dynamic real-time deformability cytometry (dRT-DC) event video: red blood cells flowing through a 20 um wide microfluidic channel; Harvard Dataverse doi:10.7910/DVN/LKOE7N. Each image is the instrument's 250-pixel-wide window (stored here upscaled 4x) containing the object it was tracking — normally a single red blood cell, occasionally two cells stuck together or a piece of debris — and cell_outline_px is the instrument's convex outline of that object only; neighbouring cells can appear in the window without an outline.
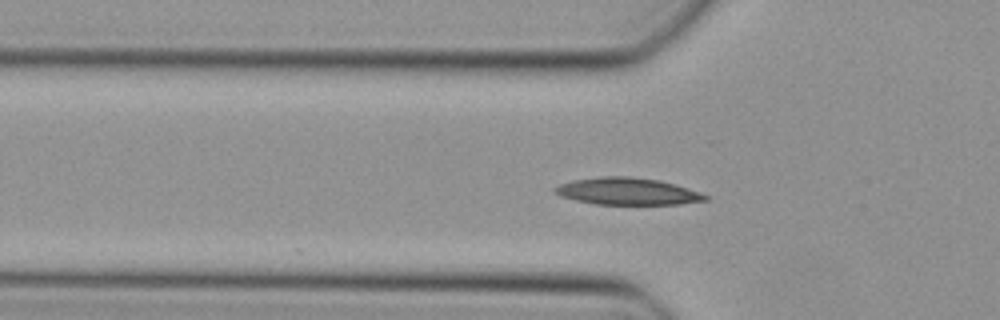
{"species": "Egyptian fruit bat (a non-hibernating species)", "species_latin": "Rousettus aegyptiacus", "temperature_condition": "cold", "stored_images_in_passage": 35, "camera_frame_rate_fps": 3000, "um_per_image_px": 0.085, "animal": {"sex": "female"}, "frame": {"image": 1, "passage_image": 2, "time_ms": 0.333, "image_size_px": [1000, 320], "cell_outline_px": [[708, 200], [680, 204], [596, 204], [576, 200], [560, 196], [552, 192], [552, 188], [560, 184], [572, 180], [600, 176], [628, 176], [656, 180], [688, 188], [700, 192], [708, 196]], "centroid_in_image_um": [53.28, 16.26], "position_along_channel_um": 72.5, "area_um2": 23.58}}
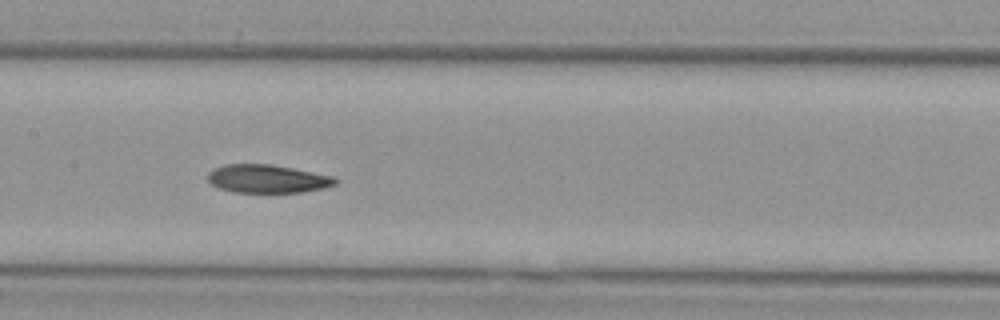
{"frame": {"image": 2, "passage_image": 10, "time_ms": 3.0, "image_size_px": [1000, 320], "cell_outline_px": [[336, 184], [324, 188], [300, 192], [232, 192], [220, 188], [212, 184], [208, 180], [208, 172], [212, 168], [224, 164], [272, 164], [332, 176], [336, 180]], "centroid_in_image_um": [22.68, 15.19], "position_along_channel_um": 184.7, "area_um2": 20.87}}
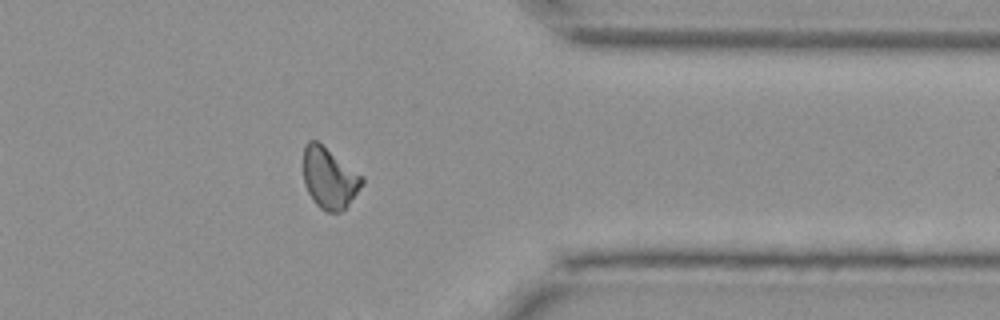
{"frame": {"image": 3, "passage_image": 25, "time_ms": 8.0, "image_size_px": [1000, 320], "cell_outline_px": [[364, 184], [348, 204], [340, 212], [328, 212], [320, 208], [312, 200], [304, 184], [304, 144], [308, 140], [316, 140], [364, 176]], "centroid_in_image_um": [28.0, 15.13], "position_along_channel_um": 383.4, "area_um2": 20.87}}